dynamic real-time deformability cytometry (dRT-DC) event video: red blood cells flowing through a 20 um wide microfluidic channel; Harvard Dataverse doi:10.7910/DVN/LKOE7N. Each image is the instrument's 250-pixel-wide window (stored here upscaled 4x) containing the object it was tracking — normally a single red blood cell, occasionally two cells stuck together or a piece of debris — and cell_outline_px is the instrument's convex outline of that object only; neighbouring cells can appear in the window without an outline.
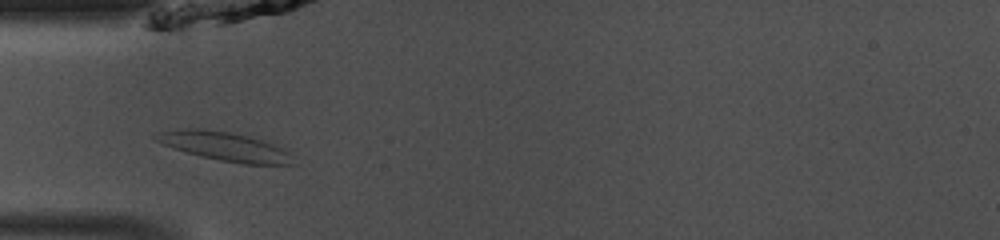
{"species": "common noctule bat (a hibernating species)", "species_latin": "Nyctalus noctula", "temperature_condition": "room temperature", "stored_images_in_passage": 34, "camera_frame_rate_fps": 3000, "um_per_image_px": 0.085, "animal": {"sex": "male", "body_mass_g": 13.0, "forearm_length_mm": 53.1}, "frame": {"image": 1, "passage_image": 1, "time_ms": 0.0, "image_size_px": [1000, 240], "cell_outline_px": [[292, 164], [244, 164], [220, 160], [188, 152], [164, 144], [156, 140], [152, 136], [160, 132], [184, 128], [196, 128], [228, 132], [248, 136], [264, 140], [284, 148], [288, 152]], "centroid_in_image_um": [19.11, 12.43], "position_along_channel_um": 65.9, "area_um2": 22.43}}
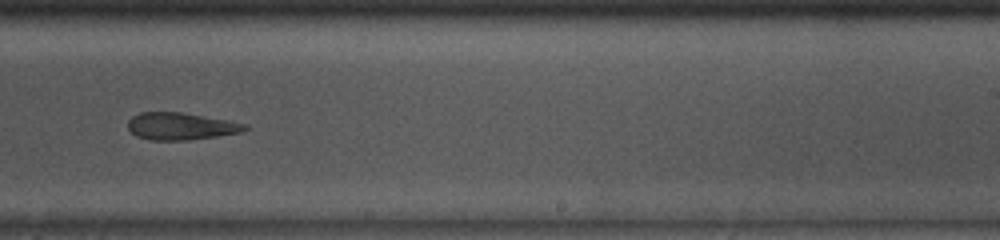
{"frame": {"image": 2, "passage_image": 16, "time_ms": 5.0, "image_size_px": [1000, 240], "cell_outline_px": [[248, 128], [240, 132], [216, 136], [188, 140], [152, 140], [136, 136], [128, 128], [128, 120], [132, 116], [140, 112], [180, 112], [228, 120], [248, 124]], "centroid_in_image_um": [15.35, 10.72], "position_along_channel_um": 273.6, "area_um2": 18.44}}
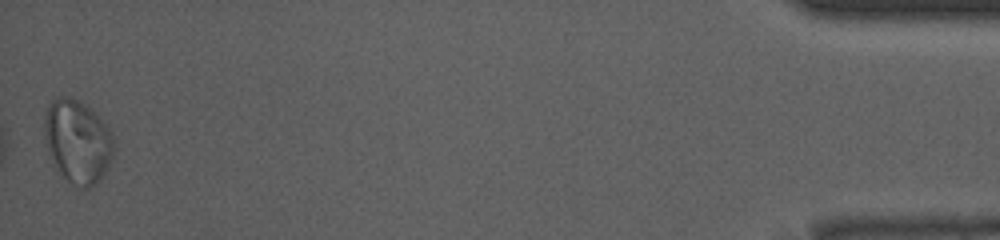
{"frame": {"image": 3, "passage_image": 34, "time_ms": 11.0, "image_size_px": [1000, 240], "cell_outline_px": [[112, 156], [104, 172], [88, 188], [80, 188], [72, 184], [60, 172], [48, 152], [44, 136], [44, 120], [48, 104], [56, 96], [72, 96], [88, 108], [108, 128], [112, 136]], "centroid_in_image_um": [6.54, 11.98], "position_along_channel_um": 428.7, "area_um2": 32.77}, "authors_computed_cell_mechanics": {"area_um2": 20.23, "velocity_mm_per_s": 4.13, "shape_relaxation_time_tau1_ms": 4.6673, "shape_relaxation_time_tau2_ms": 4.1673, "deformation_change_tau1": 0.1153, "deformation_change_tau2": 0.0944}}